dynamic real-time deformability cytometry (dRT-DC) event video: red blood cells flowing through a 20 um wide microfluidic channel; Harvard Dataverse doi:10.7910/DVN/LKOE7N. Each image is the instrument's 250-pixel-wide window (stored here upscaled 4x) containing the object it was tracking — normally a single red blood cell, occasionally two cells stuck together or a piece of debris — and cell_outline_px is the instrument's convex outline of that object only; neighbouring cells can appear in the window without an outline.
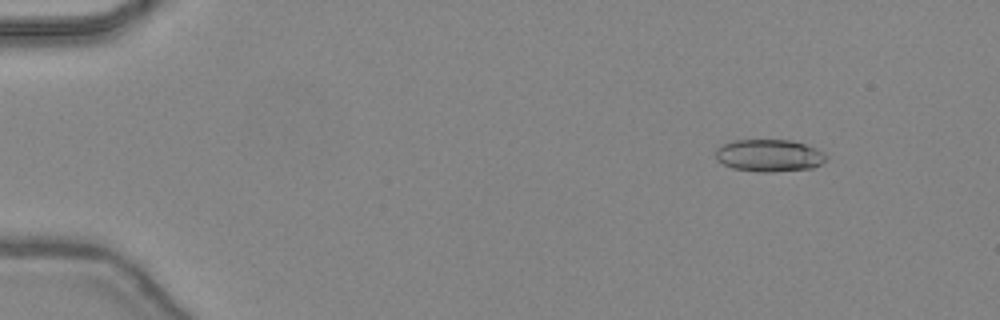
{"species": "common noctule bat (a hibernating species)", "species_latin": "Nyctalus noctula", "temperature_condition": "warm", "stored_images_in_passage": 47, "camera_frame_rate_fps": 3000, "um_per_image_px": 0.085, "animal": {"sex": "female", "body_mass_g": 24.6, "forearm_length_mm": 56.2}, "frame": {"image": 1, "passage_image": 6, "time_ms": 1.667, "image_size_px": [1000, 320], "cell_outline_px": [[828, 156], [820, 164], [812, 168], [772, 172], [756, 172], [732, 168], [716, 160], [716, 148], [720, 144], [732, 140], [792, 140], [816, 148], [824, 152]], "centroid_in_image_um": [65.35, 13.21], "position_along_channel_um": 19.7, "area_um2": 20.98}}
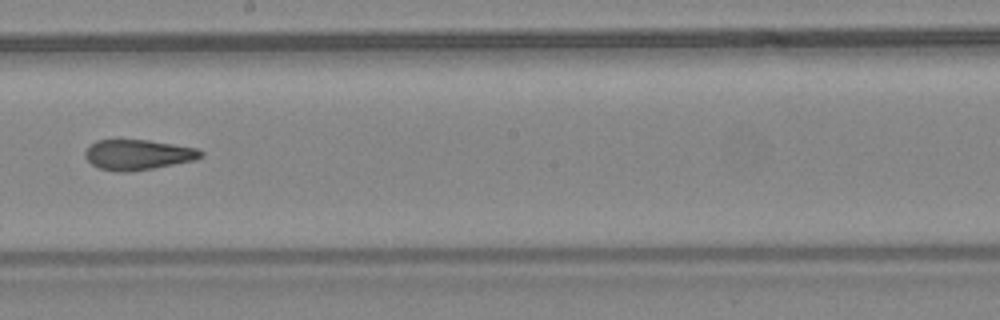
{"frame": {"image": 2, "passage_image": 28, "time_ms": 9.0, "image_size_px": [1000, 320], "cell_outline_px": [[204, 156], [196, 160], [152, 168], [128, 172], [116, 172], [100, 168], [92, 164], [84, 156], [84, 152], [88, 144], [96, 140], [148, 140], [196, 148], [204, 152]], "centroid_in_image_um": [11.7, 13.15], "position_along_channel_um": 236.5, "area_um2": 20.46}}
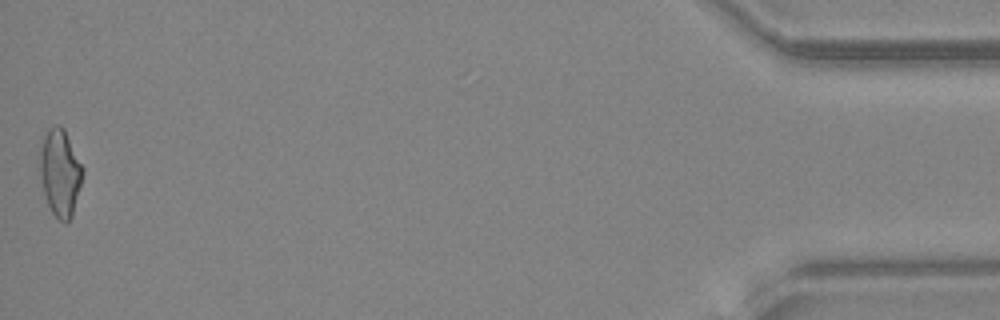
{"frame": {"image": 3, "passage_image": 47, "time_ms": 15.333, "image_size_px": [1000, 320], "cell_outline_px": [[84, 172], [72, 216], [64, 224], [52, 212], [48, 204], [44, 192], [40, 172], [40, 152], [44, 136], [48, 128], [56, 124], [60, 124], [64, 128], [84, 168]], "centroid_in_image_um": [5.13, 14.65], "position_along_channel_um": 430.1, "area_um2": 21.56}, "authors_computed_cell_mechanics": {"area_um2": 20.9236, "velocity_mm_per_s": 4.4828, "shape_relaxation_time_tau1_ms": null, "shape_relaxation_time_tau2_ms": 2.1213, "deformation_change_tau1": null, "deformation_change_tau2": 0.1077}}